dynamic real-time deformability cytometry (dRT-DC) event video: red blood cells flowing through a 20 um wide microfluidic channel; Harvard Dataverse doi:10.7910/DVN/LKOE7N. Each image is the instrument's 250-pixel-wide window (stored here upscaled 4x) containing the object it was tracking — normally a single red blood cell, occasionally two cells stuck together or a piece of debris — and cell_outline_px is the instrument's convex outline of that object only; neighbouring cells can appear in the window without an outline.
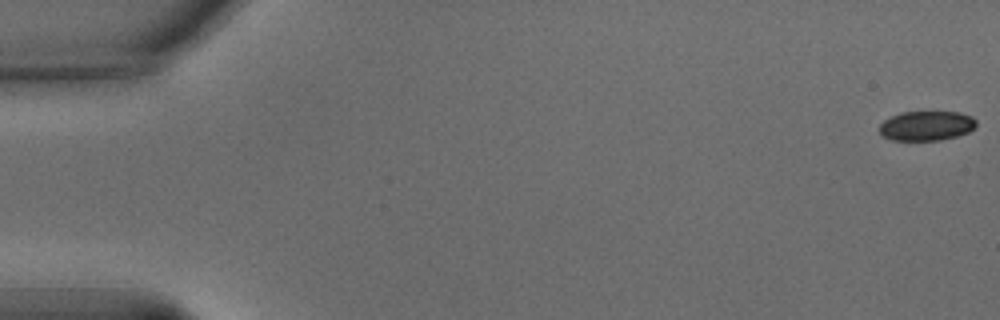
{"species": "common noctule bat (a hibernating species)", "species_latin": "Nyctalus noctula", "temperature_condition": "warm", "stored_images_in_passage": 57, "camera_frame_rate_fps": 3000, "um_per_image_px": 0.085, "animal": {"sex": "male", "body_mass_g": 15.6}, "frame": {"image": 1, "passage_image": 1, "time_ms": 0.0, "image_size_px": [1000, 320], "cell_outline_px": [[976, 128], [968, 132], [956, 136], [940, 140], [892, 140], [884, 136], [880, 132], [880, 124], [884, 120], [900, 112], [960, 112], [972, 116], [976, 120]], "centroid_in_image_um": [78.78, 10.68], "position_along_channel_um": 6.2, "area_um2": 16.7}}
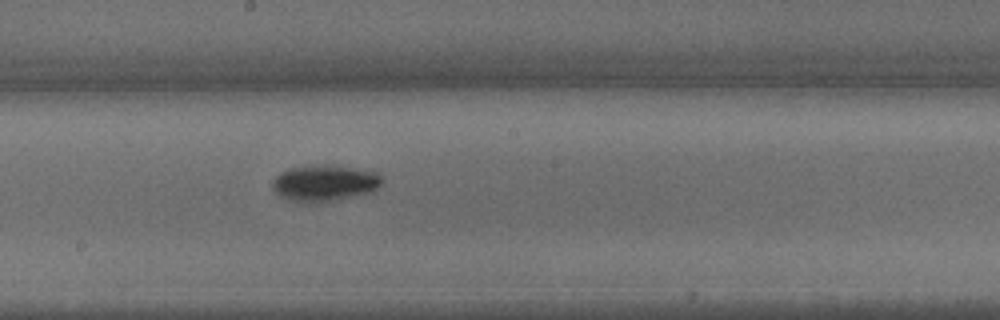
{"frame": {"image": 2, "passage_image": 32, "time_ms": 10.333, "image_size_px": [1000, 320], "cell_outline_px": [[384, 180], [372, 192], [316, 204], [304, 204], [288, 200], [280, 196], [272, 188], [272, 180], [280, 172], [288, 168], [324, 164], [376, 172]], "centroid_in_image_um": [27.53, 15.59], "position_along_channel_um": 220.7, "area_um2": 23.35}}
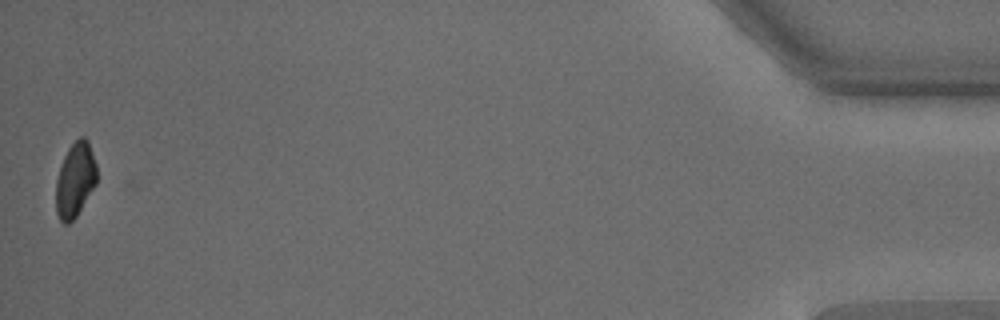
{"frame": {"image": 3, "passage_image": 57, "time_ms": 18.667, "image_size_px": [1000, 320], "cell_outline_px": [[96, 184], [76, 216], [68, 224], [64, 224], [60, 220], [56, 212], [56, 180], [64, 156], [68, 148], [80, 136], [84, 136], [88, 140], [96, 164]], "centroid_in_image_um": [6.38, 15.28], "position_along_channel_um": 428.8, "area_um2": 17.63}, "authors_computed_cell_mechanics": {"area_um2": 19.8254, "velocity_mm_per_s": 3.5789, "shape_relaxation_time_tau1_ms": 2.7813, "shape_relaxation_time_tau2_ms": null, "deformation_change_tau1": 0.139, "deformation_change_tau2": null}}